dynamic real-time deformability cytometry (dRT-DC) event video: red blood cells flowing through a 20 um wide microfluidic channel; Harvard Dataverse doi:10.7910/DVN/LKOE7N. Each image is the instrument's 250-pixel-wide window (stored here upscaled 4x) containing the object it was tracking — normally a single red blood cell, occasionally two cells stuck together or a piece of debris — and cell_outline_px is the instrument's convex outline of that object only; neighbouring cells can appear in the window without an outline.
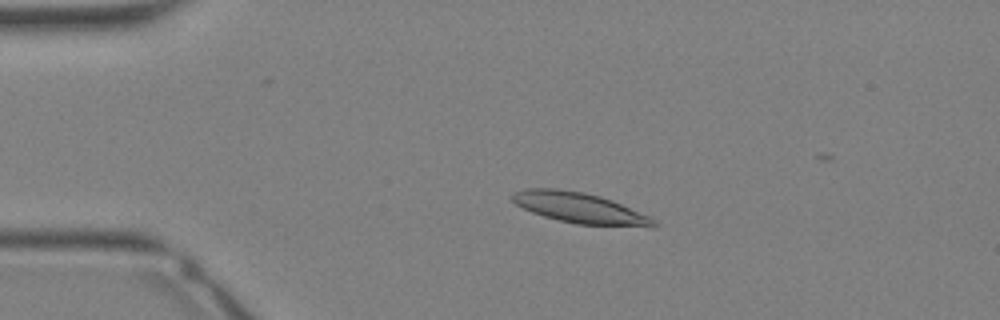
{"species": "Egyptian fruit bat (a non-hibernating species)", "species_latin": "Rousettus aegyptiacus", "temperature_condition": "warm", "stored_images_in_passage": 9, "camera_frame_rate_fps": 3000, "um_per_image_px": 0.085, "animal": {"sex": "female"}, "frame": {"image": 1, "passage_image": 5, "time_ms": 1.333, "image_size_px": [1000, 320], "cell_outline_px": [[660, 224], [656, 228], [652, 228], [576, 224], [544, 216], [532, 212], [516, 204], [512, 200], [512, 196], [516, 192], [524, 188], [556, 188], [584, 192], [600, 196], [612, 200], [652, 216]], "centroid_in_image_um": [49.41, 17.7], "position_along_channel_um": 35.6, "area_um2": 25.61}}